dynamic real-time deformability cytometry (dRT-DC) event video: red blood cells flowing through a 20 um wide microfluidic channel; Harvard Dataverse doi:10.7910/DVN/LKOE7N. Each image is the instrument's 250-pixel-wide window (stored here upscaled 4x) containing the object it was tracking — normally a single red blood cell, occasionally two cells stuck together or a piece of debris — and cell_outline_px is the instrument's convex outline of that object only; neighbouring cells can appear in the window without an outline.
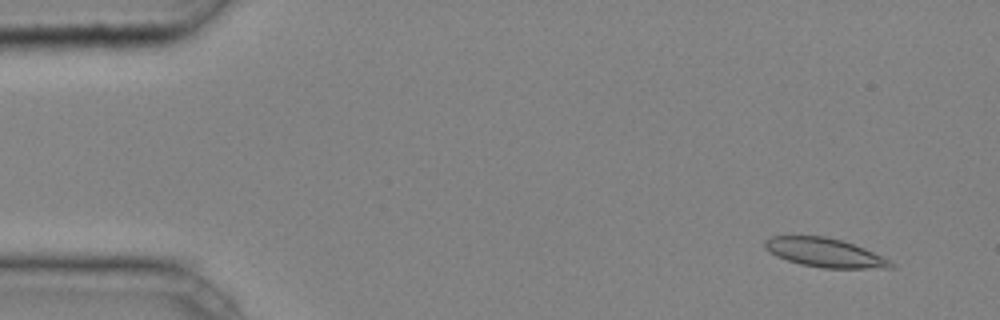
{"species": "common noctule bat (a hibernating species)", "species_latin": "Nyctalus noctula", "temperature_condition": "cold", "stored_images_in_passage": 45, "camera_frame_rate_fps": 3000, "um_per_image_px": 0.085, "animal": {"sex": "male", "body_mass_g": 20.4}, "frame": {"image": 1, "passage_image": 4, "time_ms": 1.0, "image_size_px": [1000, 320], "cell_outline_px": [[896, 268], [824, 268], [800, 264], [776, 256], [764, 248], [764, 240], [772, 236], [824, 236], [840, 240], [864, 248], [892, 260], [896, 264]], "centroid_in_image_um": [70.14, 21.48], "position_along_channel_um": 14.9, "area_um2": 21.27}}
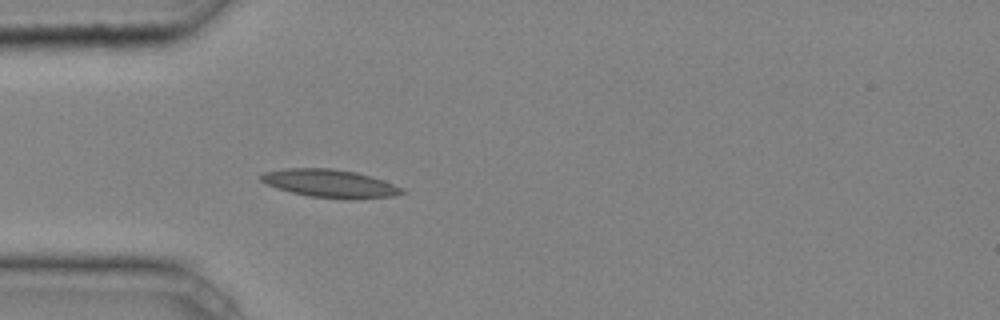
{"frame": {"image": 2, "passage_image": 14, "time_ms": 4.333, "image_size_px": [1000, 320], "cell_outline_px": [[404, 192], [396, 196], [308, 196], [276, 188], [260, 180], [260, 176], [264, 172], [284, 168], [332, 168], [356, 172], [384, 180], [404, 188]], "centroid_in_image_um": [27.98, 15.53], "position_along_channel_um": 57.0, "area_um2": 21.96}}
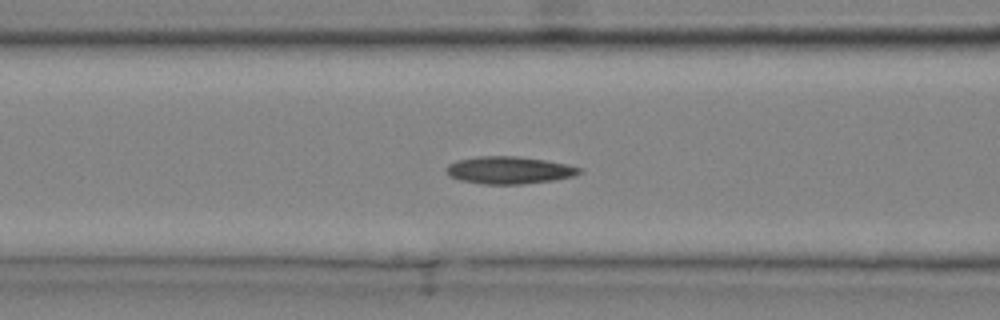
{"frame": {"image": 3, "passage_image": 19, "time_ms": 6.0, "image_size_px": [1000, 320], "cell_outline_px": [[584, 172], [576, 176], [552, 180], [520, 184], [484, 184], [460, 180], [448, 176], [444, 168], [448, 164], [456, 160], [476, 156], [516, 156], [544, 160], [568, 164], [584, 168]], "centroid_in_image_um": [43.28, 14.46], "position_along_channel_um": 123.3, "area_um2": 21.5}, "authors_computed_cell_mechanics": {"area_um2": 20.5768, "velocity_mm_per_s": 4.2326, "shape_relaxation_time_tau1_ms": null, "shape_relaxation_time_tau2_ms": 8.1774, "deformation_change_tau1": null, "deformation_change_tau2": 0.1617}}